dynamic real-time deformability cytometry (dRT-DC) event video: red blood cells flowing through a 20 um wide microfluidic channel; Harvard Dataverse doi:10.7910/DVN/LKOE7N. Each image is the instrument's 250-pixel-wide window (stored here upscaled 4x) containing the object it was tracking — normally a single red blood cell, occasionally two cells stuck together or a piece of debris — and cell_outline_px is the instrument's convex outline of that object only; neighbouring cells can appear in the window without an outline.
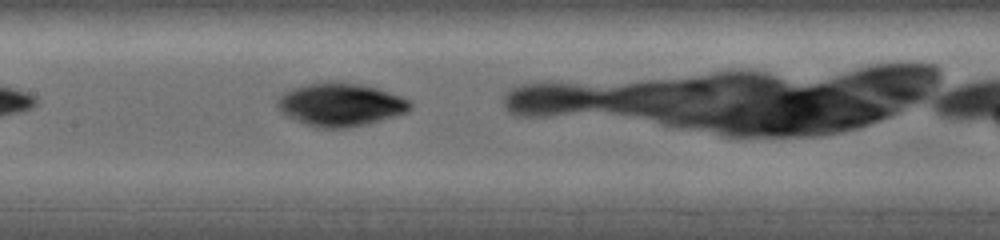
{"species": "common noctule bat (a hibernating species)", "species_latin": "Nyctalus noctula", "temperature_condition": "warm", "stored_images_in_passage": 6, "camera_frame_rate_fps": 5000, "um_per_image_px": 0.085, "animal": {"sex": "female", "body_mass_g": 19.0, "forearm_length_mm": 53.3}, "frame": {"image": 1, "passage_image": 6, "time_ms": 3.4, "image_size_px": [1000, 240], "cell_outline_px": [[412, 108], [408, 112], [396, 116], [348, 128], [316, 128], [304, 124], [280, 112], [276, 104], [276, 100], [284, 92], [292, 88], [308, 84], [360, 84], [376, 88], [412, 100]], "centroid_in_image_um": [28.95, 8.93], "position_along_channel_um": 178.4, "area_um2": 32.83}}